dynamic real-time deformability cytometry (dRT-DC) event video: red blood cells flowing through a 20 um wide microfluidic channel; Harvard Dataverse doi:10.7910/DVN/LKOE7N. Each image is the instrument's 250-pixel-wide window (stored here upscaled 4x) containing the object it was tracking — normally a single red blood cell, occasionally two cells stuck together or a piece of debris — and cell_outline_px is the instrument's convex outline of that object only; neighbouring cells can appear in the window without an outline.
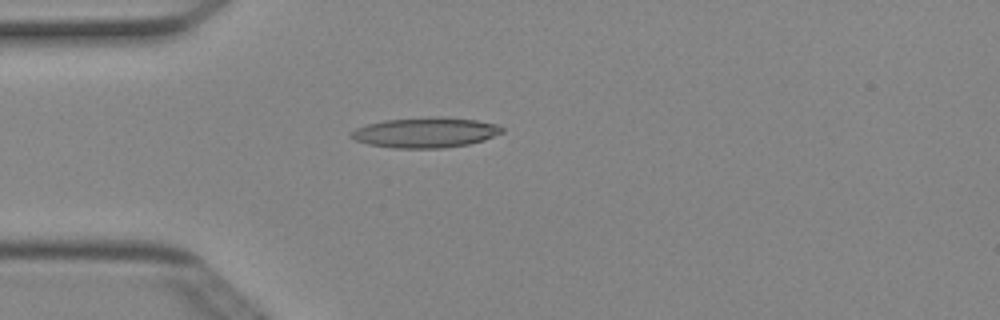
{"species": "Egyptian fruit bat (a non-hibernating species)", "species_latin": "Rousettus aegyptiacus", "temperature_condition": "cold", "stored_images_in_passage": 5, "camera_frame_rate_fps": 3000, "um_per_image_px": 0.085, "animal": {"sex": "female"}, "frame": {"image": 1, "passage_image": 5, "time_ms": 1.333, "image_size_px": [1000, 320], "cell_outline_px": [[504, 132], [484, 140], [468, 144], [444, 148], [392, 148], [368, 144], [356, 140], [348, 136], [356, 128], [368, 124], [384, 120], [436, 116], [476, 120], [496, 124], [504, 128]], "centroid_in_image_um": [36.17, 11.26], "position_along_channel_um": 48.8, "area_um2": 26.59}}